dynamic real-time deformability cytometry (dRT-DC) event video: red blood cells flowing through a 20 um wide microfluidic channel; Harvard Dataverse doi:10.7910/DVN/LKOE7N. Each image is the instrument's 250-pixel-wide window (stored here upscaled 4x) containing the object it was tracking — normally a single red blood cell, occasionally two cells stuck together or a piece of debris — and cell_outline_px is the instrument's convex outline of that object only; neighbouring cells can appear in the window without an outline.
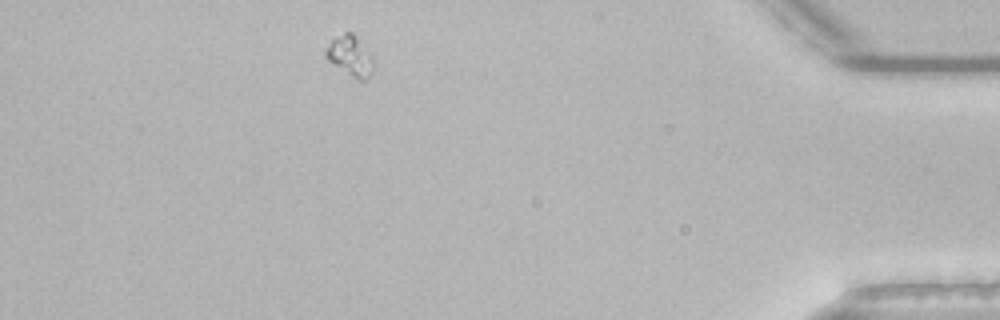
{"species": "common noctule bat (a hibernating species)", "species_latin": "Nyctalus noctula", "temperature_condition": "room temperature", "stored_images_in_passage": 43, "camera_frame_rate_fps": 3000, "um_per_image_px": 0.085, "animal": {"sex": "male", "body_mass_g": 21.5, "forearm_length_mm": 52.0}, "frame": {"image": 1, "passage_image": 37, "time_ms": 12.0, "image_size_px": [1000, 320], "cell_outline_px": [[372, 76], [364, 80], [356, 80], [328, 60], [324, 56], [324, 52], [328, 44], [332, 40], [344, 32], [352, 32], [372, 52]], "centroid_in_image_um": [29.79, 4.75], "position_along_channel_um": 405.4, "area_um2": 11.33}}